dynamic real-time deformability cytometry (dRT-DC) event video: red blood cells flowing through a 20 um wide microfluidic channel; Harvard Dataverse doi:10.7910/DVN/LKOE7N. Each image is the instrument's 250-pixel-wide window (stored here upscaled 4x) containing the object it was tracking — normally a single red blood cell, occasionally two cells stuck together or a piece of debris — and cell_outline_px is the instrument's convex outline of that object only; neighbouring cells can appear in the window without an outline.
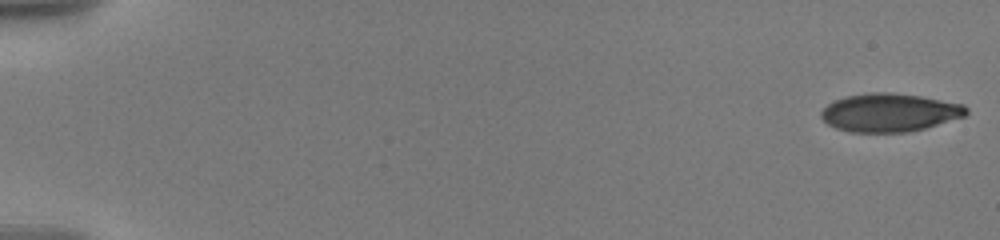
{"species": "human", "species_latin": "Homo sapiens", "temperature_condition": "warm", "stored_images_in_passage": 53, "camera_frame_rate_fps": 3000, "um_per_image_px": 0.085, "donor": {"sex": "male"}, "frame": {"image": 1, "passage_image": 1, "time_ms": 0.0, "image_size_px": [1000, 240], "cell_outline_px": [[968, 112], [964, 116], [924, 128], [908, 132], [848, 132], [836, 128], [828, 124], [820, 116], [820, 112], [828, 104], [836, 100], [848, 96], [872, 92], [888, 92], [920, 96], [964, 104], [968, 108]], "centroid_in_image_um": [75.61, 9.57], "position_along_channel_um": 9.4, "area_um2": 32.14}}
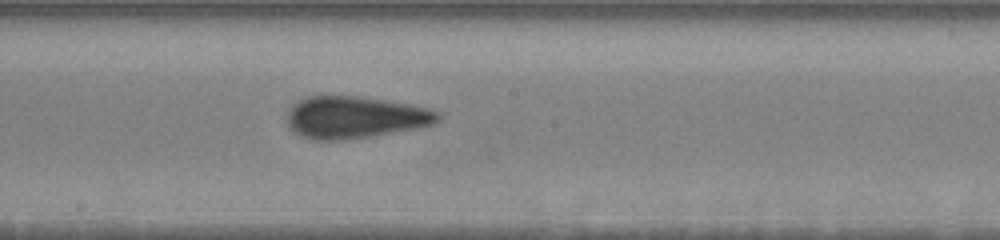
{"frame": {"image": 2, "passage_image": 29, "time_ms": 10.667, "image_size_px": [1000, 240], "cell_outline_px": [[440, 120], [432, 124], [416, 128], [368, 136], [336, 140], [316, 140], [300, 136], [292, 132], [288, 128], [288, 112], [292, 104], [308, 96], [360, 96], [408, 104], [428, 108], [440, 112]], "centroid_in_image_um": [30.14, 9.96], "position_along_channel_um": 218.1, "area_um2": 36.7}}
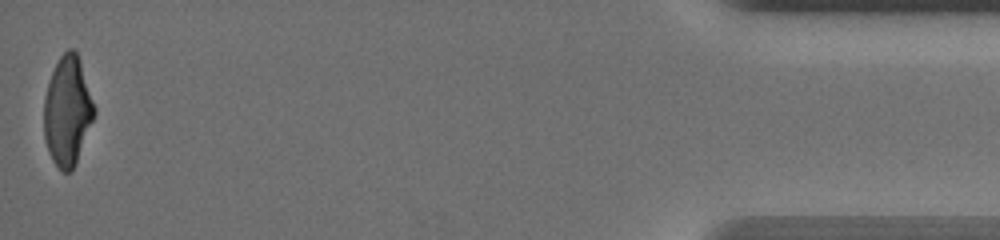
{"frame": {"image": 3, "passage_image": 53, "time_ms": 18.667, "image_size_px": [1000, 240], "cell_outline_px": [[96, 112], [76, 160], [72, 168], [68, 172], [64, 172], [52, 160], [48, 152], [44, 140], [44, 96], [48, 80], [60, 56], [68, 48], [72, 48], [76, 52], [80, 60], [96, 108]], "centroid_in_image_um": [5.72, 9.39], "position_along_channel_um": 429.5, "area_um2": 31.79}, "authors_computed_cell_mechanics": {"area_um2": 35.3158, "velocity_mm_per_s": 3.6018, "shape_relaxation_time_tau1_ms": 4.2556, "shape_relaxation_time_tau2_ms": 1.2702, "deformation_change_tau1": 0.1948, "deformation_change_tau2": 0.0945}}